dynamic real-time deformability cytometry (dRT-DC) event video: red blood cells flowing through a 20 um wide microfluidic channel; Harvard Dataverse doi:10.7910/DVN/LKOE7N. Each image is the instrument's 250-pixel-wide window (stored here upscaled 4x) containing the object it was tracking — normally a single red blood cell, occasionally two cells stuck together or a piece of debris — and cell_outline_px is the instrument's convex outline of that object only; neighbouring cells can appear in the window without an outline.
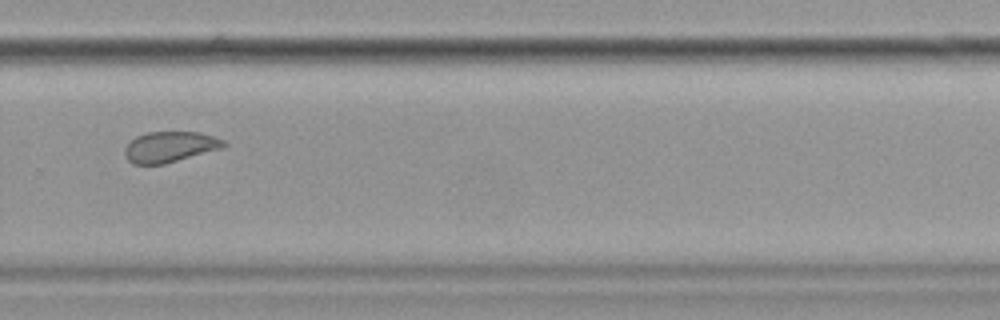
{"species": "common noctule bat (a hibernating species)", "species_latin": "Nyctalus noctula", "temperature_condition": "cold", "stored_images_in_passage": 15, "camera_frame_rate_fps": 3000, "um_per_image_px": 0.085, "animal": {"sex": "female", "body_mass_g": 19.9}, "frame": {"image": 1, "passage_image": 11, "time_ms": 12.667, "image_size_px": [1000, 320], "cell_outline_px": [[228, 144], [224, 148], [164, 164], [132, 164], [128, 160], [124, 152], [124, 148], [136, 136], [148, 132], [200, 132], [224, 140]], "centroid_in_image_um": [14.46, 12.48], "position_along_channel_um": 315.3, "area_um2": 17.74}}
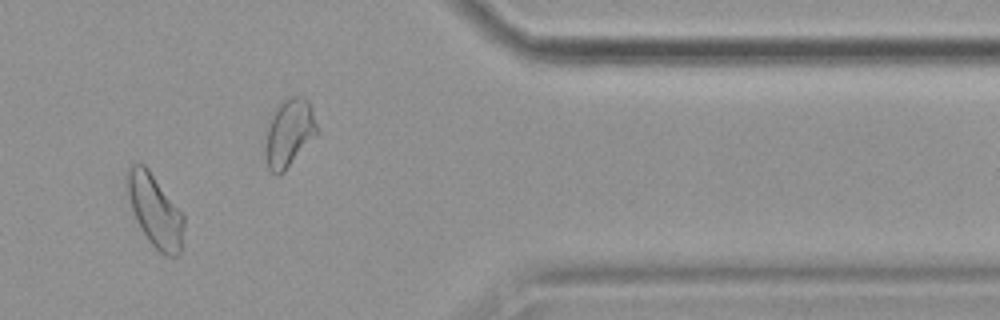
{"frame": {"image": 2, "passage_image": 13, "time_ms": 15.0, "image_size_px": [1000, 320], "cell_outline_px": [[184, 224], [180, 252], [176, 256], [168, 256], [160, 252], [148, 240], [140, 228], [136, 220], [124, 184], [128, 168], [132, 164], [144, 164], [148, 168], [184, 216]], "centroid_in_image_um": [13.14, 17.88], "position_along_channel_um": 398.3, "area_um2": 23.7}, "authors_computed_cell_mechanics": {"area_um2": 22.831, "velocity_mm_per_s": 3.5649, "shape_relaxation_time_tau1_ms": null, "shape_relaxation_time_tau2_ms": 1.3873, "deformation_change_tau1": null, "deformation_change_tau2": 0.0503}}